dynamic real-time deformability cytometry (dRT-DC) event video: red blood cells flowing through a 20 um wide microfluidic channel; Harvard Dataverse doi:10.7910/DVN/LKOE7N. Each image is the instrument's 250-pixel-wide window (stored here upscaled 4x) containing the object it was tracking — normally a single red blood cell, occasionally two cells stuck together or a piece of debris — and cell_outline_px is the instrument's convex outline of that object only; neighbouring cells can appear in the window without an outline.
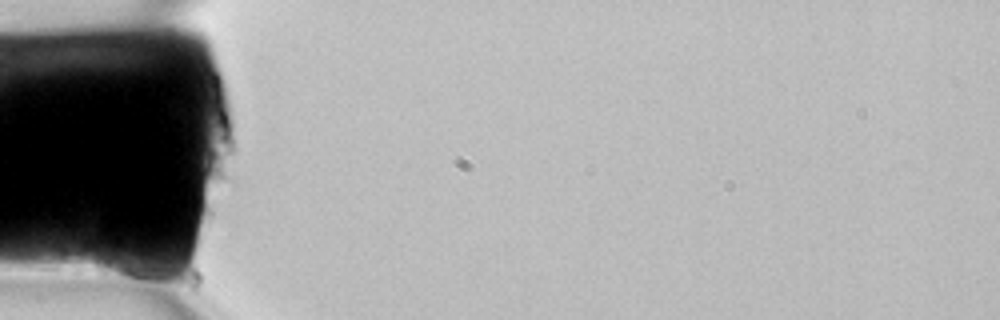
{"species": "common noctule bat (a hibernating species)", "species_latin": "Nyctalus noctula", "temperature_condition": "room temperature", "stored_images_in_passage": 3, "camera_frame_rate_fps": 3000, "um_per_image_px": 0.085, "animal": {"sex": "female", "body_mass_g": 22.7, "forearm_length_mm": 54.2}, "frame": {"image": 1, "passage_image": 1, "time_ms": 0.0, "image_size_px": [1000, 320], "cell_outline_px": [[164, 276], [148, 288], [100, 276], [96, 272], [92, 264], [92, 260], [96, 244], [140, 256]], "centroid_in_image_um": [10.56, 22.7], "position_along_channel_um": 74.4, "area_um2": 13.18}}